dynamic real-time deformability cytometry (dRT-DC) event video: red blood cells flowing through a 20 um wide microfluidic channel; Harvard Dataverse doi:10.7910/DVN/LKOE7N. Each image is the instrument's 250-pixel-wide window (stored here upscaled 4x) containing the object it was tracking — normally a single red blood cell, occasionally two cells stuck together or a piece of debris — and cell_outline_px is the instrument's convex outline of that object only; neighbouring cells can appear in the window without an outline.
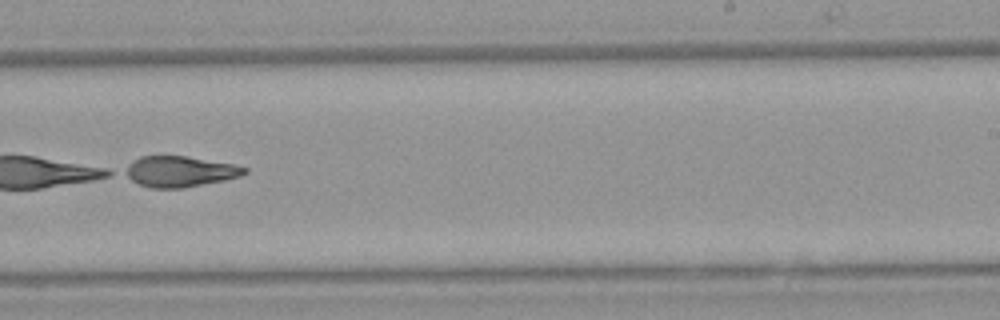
{"species": "Egyptian fruit bat (a non-hibernating species)", "species_latin": "Rousettus aegyptiacus", "temperature_condition": "warm", "stored_images_in_passage": 43, "camera_frame_rate_fps": 3000, "um_per_image_px": 0.085, "animal": {"sex": "female"}, "frame": {"image": 1, "passage_image": 24, "time_ms": 7.667, "image_size_px": [1000, 320], "cell_outline_px": [[248, 172], [240, 176], [224, 180], [184, 188], [152, 188], [140, 184], [124, 176], [120, 172], [132, 160], [140, 156], [184, 156], [232, 164], [248, 168]], "centroid_in_image_um": [15.22, 14.58], "position_along_channel_um": 273.8, "area_um2": 21.44}}